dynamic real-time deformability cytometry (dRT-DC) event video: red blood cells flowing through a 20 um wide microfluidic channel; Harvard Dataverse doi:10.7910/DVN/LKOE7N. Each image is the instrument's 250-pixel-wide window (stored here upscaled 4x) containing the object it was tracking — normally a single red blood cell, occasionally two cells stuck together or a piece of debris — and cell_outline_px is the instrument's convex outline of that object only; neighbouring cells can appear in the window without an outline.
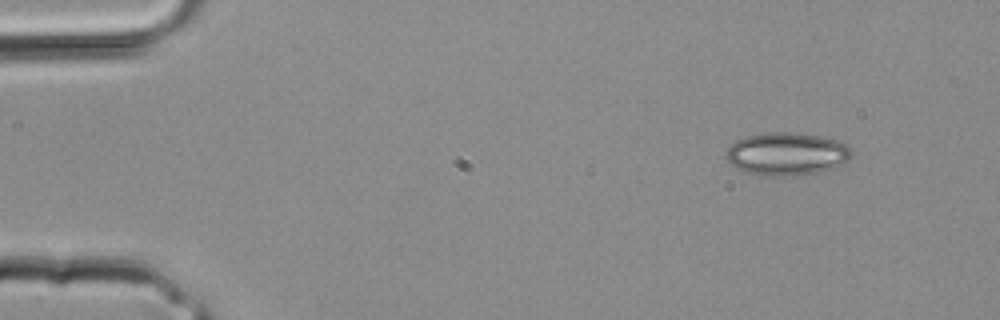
{"species": "common noctule bat (a hibernating species)", "species_latin": "Nyctalus noctula", "temperature_condition": "room temperature", "stored_images_in_passage": 3, "camera_frame_rate_fps": 3000, "um_per_image_px": 0.085, "animal": {"sex": "male", "body_mass_g": 20.4}, "frame": {"image": 1, "passage_image": 1, "time_ms": 0.0, "image_size_px": [1000, 320], "cell_outline_px": [[852, 152], [848, 160], [832, 168], [820, 172], [804, 176], [764, 176], [748, 172], [736, 168], [724, 156], [728, 148], [736, 140], [744, 136], [768, 132], [796, 132], [820, 136], [836, 140], [848, 144], [852, 148]], "centroid_in_image_um": [66.88, 13.08], "position_along_channel_um": 18.1, "area_um2": 31.73}}